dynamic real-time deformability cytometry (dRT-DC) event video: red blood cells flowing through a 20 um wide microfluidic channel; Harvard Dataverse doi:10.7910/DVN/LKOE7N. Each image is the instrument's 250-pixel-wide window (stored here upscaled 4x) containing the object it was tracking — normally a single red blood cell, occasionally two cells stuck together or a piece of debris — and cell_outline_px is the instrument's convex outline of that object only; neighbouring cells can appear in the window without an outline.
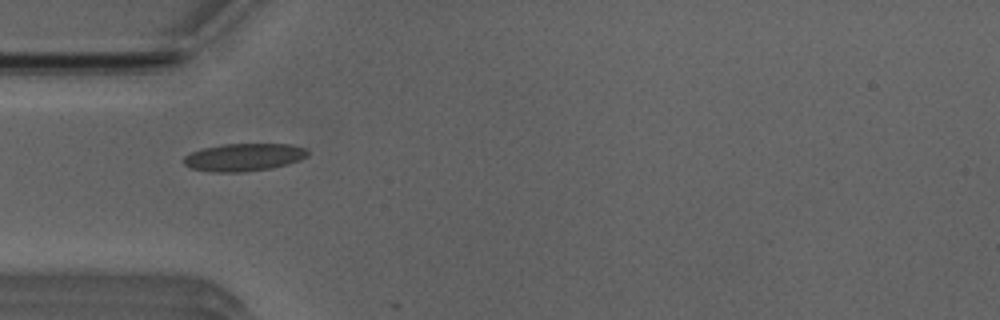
{"species": "Egyptian fruit bat (a non-hibernating species)", "species_latin": "Rousettus aegyptiacus", "temperature_condition": "room temperature", "stored_images_in_passage": 3, "camera_frame_rate_fps": 3000, "um_per_image_px": 0.085, "animal": {"sex": "male"}, "frame": {"image": 1, "passage_image": 1, "time_ms": 0.0, "image_size_px": [1000, 320], "cell_outline_px": [[308, 156], [300, 160], [288, 164], [272, 168], [244, 172], [212, 172], [192, 168], [184, 164], [184, 156], [192, 152], [204, 148], [224, 144], [292, 144], [304, 148], [308, 152]], "centroid_in_image_um": [20.75, 13.37], "position_along_channel_um": 64.2, "area_um2": 19.94}}